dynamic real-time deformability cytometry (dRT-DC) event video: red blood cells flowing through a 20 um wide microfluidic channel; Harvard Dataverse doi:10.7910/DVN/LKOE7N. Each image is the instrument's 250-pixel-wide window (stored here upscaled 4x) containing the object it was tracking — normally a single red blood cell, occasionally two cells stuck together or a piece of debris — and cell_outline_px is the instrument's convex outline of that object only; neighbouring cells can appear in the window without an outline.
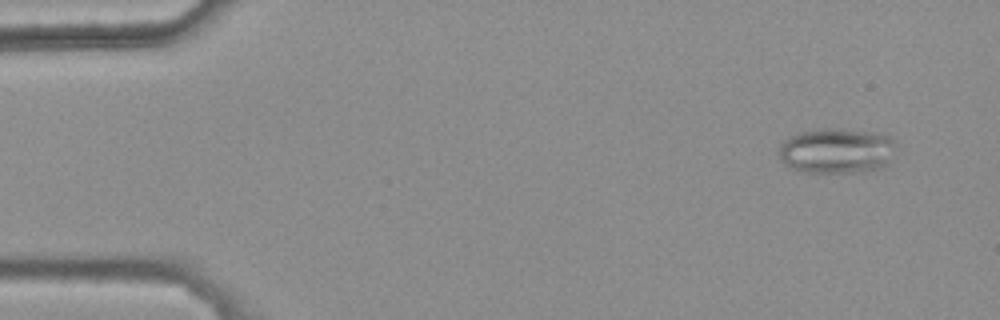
{"species": "common noctule bat (a hibernating species)", "species_latin": "Nyctalus noctula", "temperature_condition": "warm", "stored_images_in_passage": 44, "camera_frame_rate_fps": 3000, "um_per_image_px": 0.085, "animal": {"sex": "female", "body_mass_g": 25.1}, "frame": {"image": 1, "passage_image": 1, "time_ms": 0.0, "image_size_px": [1000, 320], "cell_outline_px": [[896, 144], [888, 164], [884, 168], [852, 172], [804, 172], [792, 168], [784, 164], [780, 156], [780, 144], [788, 136], [800, 132], [824, 128], [840, 128], [888, 132], [896, 140]], "centroid_in_image_um": [71.19, 12.78], "position_along_channel_um": 13.8, "area_um2": 31.62}}
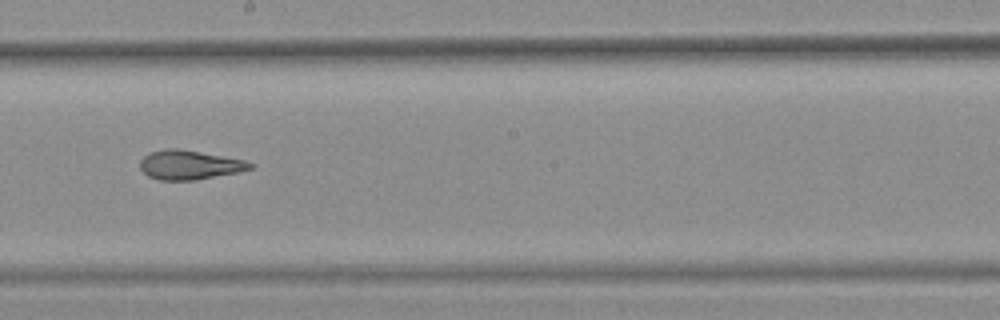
{"frame": {"image": 2, "passage_image": 27, "time_ms": 8.667, "image_size_px": [1000, 320], "cell_outline_px": [[256, 164], [252, 168], [240, 172], [196, 180], [160, 180], [148, 176], [140, 168], [140, 160], [148, 152], [164, 148], [176, 148], [200, 152], [244, 160]], "centroid_in_image_um": [16.1, 14.01], "position_along_channel_um": 232.1, "area_um2": 18.84}}
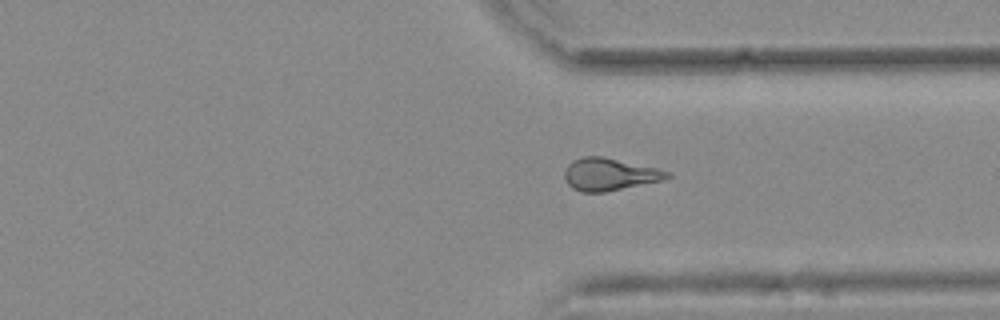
{"frame": {"image": 3, "passage_image": 37, "time_ms": 12.0, "image_size_px": [1000, 320], "cell_outline_px": [[672, 176], [664, 180], [604, 192], [580, 192], [572, 188], [564, 180], [564, 172], [568, 164], [572, 160], [584, 156], [604, 156], [656, 168], [672, 172]], "centroid_in_image_um": [51.8, 14.81], "position_along_channel_um": 359.6, "area_um2": 19.54}, "authors_computed_cell_mechanics": {"area_um2": 19.3919, "velocity_mm_per_s": 3.8143, "shape_relaxation_time_tau1_ms": null, "shape_relaxation_time_tau2_ms": 1.7192, "deformation_change_tau1": null, "deformation_change_tau2": 0.1075}}